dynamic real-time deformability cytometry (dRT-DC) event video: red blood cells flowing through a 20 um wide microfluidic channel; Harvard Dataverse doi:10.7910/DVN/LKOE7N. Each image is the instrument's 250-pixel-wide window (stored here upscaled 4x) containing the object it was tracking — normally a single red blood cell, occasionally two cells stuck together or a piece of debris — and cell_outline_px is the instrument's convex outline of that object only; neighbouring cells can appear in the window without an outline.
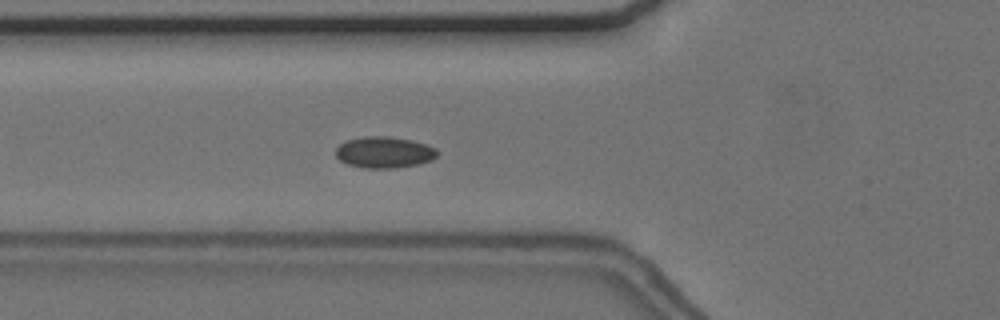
{"species": "common noctule bat (a hibernating species)", "species_latin": "Nyctalus noctula", "temperature_condition": "cold", "stored_images_in_passage": 6, "camera_frame_rate_fps": 3000, "um_per_image_px": 0.085, "animal": {"sex": "female", "body_mass_g": 24.6, "forearm_length_mm": 56.2}, "frame": {"image": 1, "passage_image": 5, "time_ms": 5.0, "image_size_px": [1000, 320], "cell_outline_px": [[440, 152], [432, 160], [416, 164], [392, 168], [364, 168], [348, 164], [340, 160], [336, 156], [336, 148], [344, 140], [364, 136], [388, 136], [412, 140], [436, 148]], "centroid_in_image_um": [32.64, 12.93], "position_along_channel_um": 93.2, "area_um2": 18.55}}